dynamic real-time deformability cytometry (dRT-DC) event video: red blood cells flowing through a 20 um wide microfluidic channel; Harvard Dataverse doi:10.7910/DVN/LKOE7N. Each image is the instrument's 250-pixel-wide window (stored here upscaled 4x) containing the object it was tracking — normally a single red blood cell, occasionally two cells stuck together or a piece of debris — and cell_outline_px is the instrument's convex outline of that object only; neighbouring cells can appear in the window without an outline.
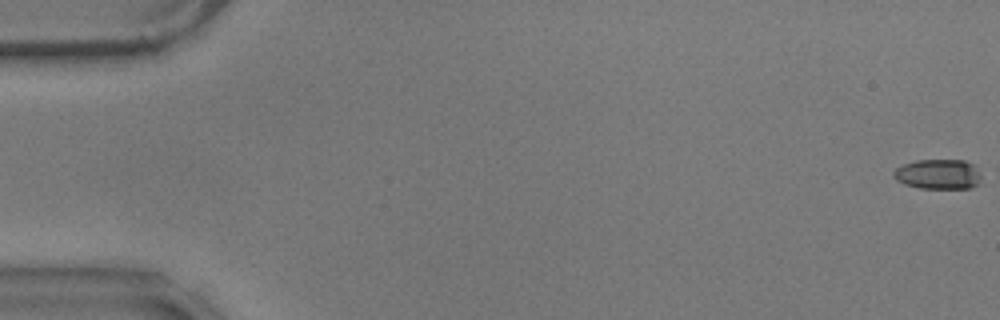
{"species": "common noctule bat (a hibernating species)", "species_latin": "Nyctalus noctula", "temperature_condition": "warm", "stored_images_in_passage": 58, "camera_frame_rate_fps": 3000, "um_per_image_px": 0.085, "animal": {"sex": "male", "body_mass_g": 17.9}, "frame": {"image": 1, "passage_image": 1, "time_ms": 0.0, "image_size_px": [1000, 320], "cell_outline_px": [[980, 184], [972, 188], [920, 188], [904, 184], [896, 180], [892, 176], [892, 172], [896, 168], [904, 164], [916, 160], [964, 160], [972, 164], [980, 176]], "centroid_in_image_um": [79.72, 14.81], "position_along_channel_um": 5.3, "area_um2": 15.32}}
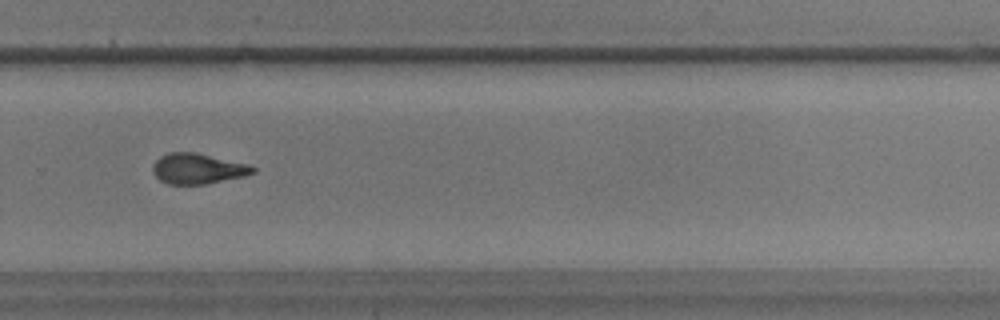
{"frame": {"image": 2, "passage_image": 40, "time_ms": 13.0, "image_size_px": [1000, 320], "cell_outline_px": [[256, 172], [244, 176], [204, 184], [168, 184], [160, 180], [152, 172], [152, 164], [160, 156], [168, 152], [196, 152], [248, 164], [256, 168]], "centroid_in_image_um": [16.79, 14.32], "position_along_channel_um": 313.0, "area_um2": 17.8}}
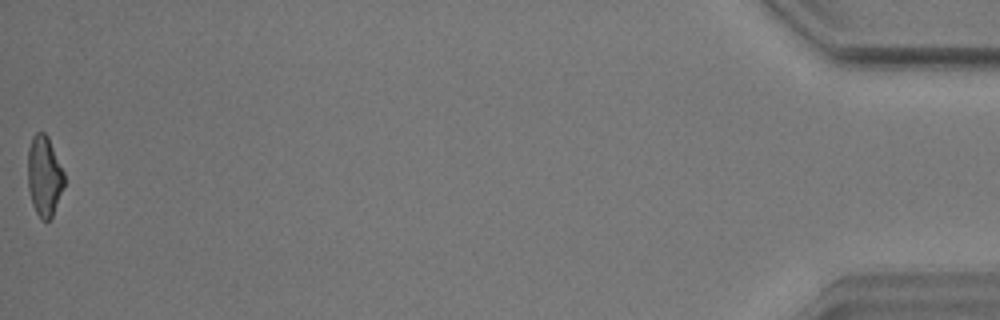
{"frame": {"image": 3, "passage_image": 58, "time_ms": 19.0, "image_size_px": [1000, 320], "cell_outline_px": [[64, 184], [52, 216], [48, 220], [40, 220], [32, 204], [28, 188], [28, 148], [32, 136], [36, 132], [44, 132], [48, 136], [64, 172]], "centroid_in_image_um": [3.75, 14.94], "position_along_channel_um": 431.5, "area_um2": 16.99}, "authors_computed_cell_mechanics": {"area_um2": 17.8313, "velocity_mm_per_s": 3.5839, "shape_relaxation_time_tau1_ms": 6.7775, "shape_relaxation_time_tau2_ms": 2.6434, "deformation_change_tau1": 0.2086, "deformation_change_tau2": 0.1143}}